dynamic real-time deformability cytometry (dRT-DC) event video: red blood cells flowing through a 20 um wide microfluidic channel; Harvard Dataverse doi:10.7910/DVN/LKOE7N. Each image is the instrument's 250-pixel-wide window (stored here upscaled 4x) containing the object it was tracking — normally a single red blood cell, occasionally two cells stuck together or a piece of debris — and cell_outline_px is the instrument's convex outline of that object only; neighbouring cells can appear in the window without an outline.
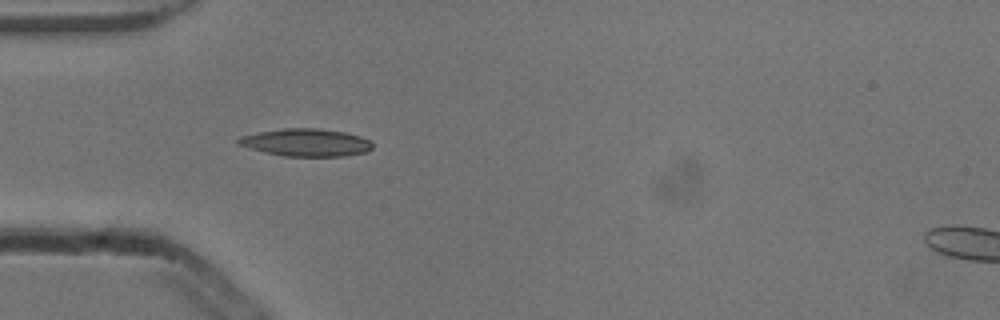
{"species": "common noctule bat (a hibernating species)", "species_latin": "Nyctalus noctula", "temperature_condition": "cold", "stored_images_in_passage": 39, "camera_frame_rate_fps": 3000, "um_per_image_px": 0.085, "animal": {"sex": "male", "body_mass_g": 13.3}, "frame": {"image": 1, "passage_image": 4, "time_ms": 1.0, "image_size_px": [1000, 320], "cell_outline_px": [[372, 148], [364, 152], [344, 156], [284, 156], [264, 152], [248, 148], [236, 144], [236, 140], [240, 136], [280, 128], [320, 128], [344, 132], [360, 136], [372, 140]], "centroid_in_image_um": [25.99, 12.11], "position_along_channel_um": 59.0, "area_um2": 21.68}}
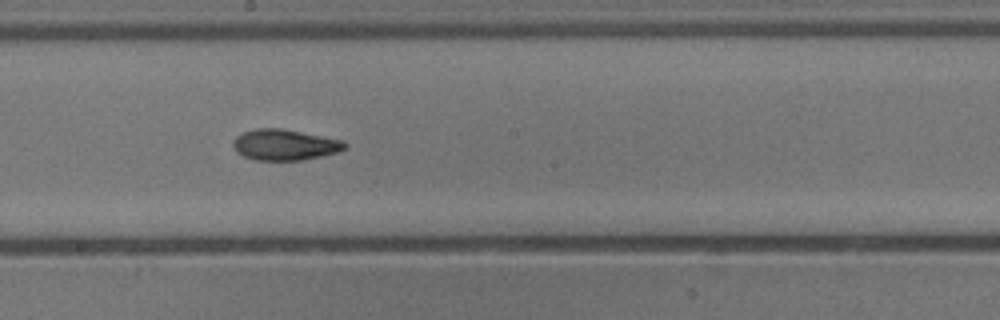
{"frame": {"image": 2, "passage_image": 17, "time_ms": 5.333, "image_size_px": [1000, 320], "cell_outline_px": [[348, 148], [340, 152], [304, 160], [256, 160], [244, 156], [236, 152], [232, 144], [232, 140], [240, 132], [256, 128], [280, 128], [344, 140], [348, 144]], "centroid_in_image_um": [24.22, 12.3], "position_along_channel_um": 224.0, "area_um2": 20.46}}
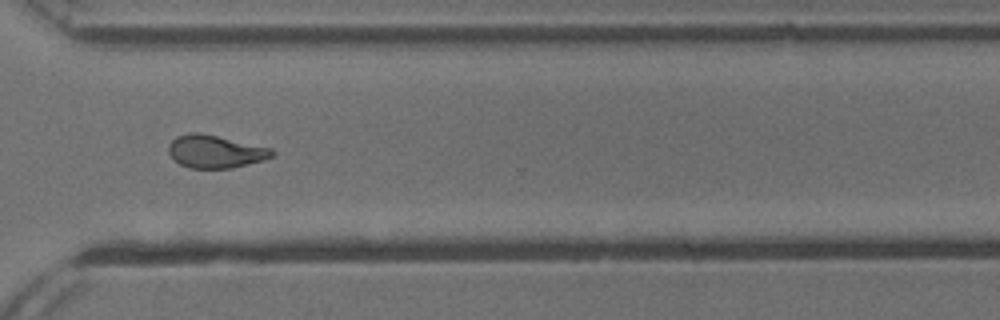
{"frame": {"image": 3, "passage_image": 27, "time_ms": 8.667, "image_size_px": [1000, 320], "cell_outline_px": [[276, 152], [272, 156], [264, 160], [232, 168], [188, 168], [180, 164], [168, 152], [168, 144], [176, 136], [188, 132], [200, 132], [272, 148]], "centroid_in_image_um": [18.3, 12.87], "position_along_channel_um": 352.3, "area_um2": 19.88}, "authors_computed_cell_mechanics": {"area_um2": 20.23, "velocity_mm_per_s": 3.861, "shape_relaxation_time_tau1_ms": 6.0399, "shape_relaxation_time_tau2_ms": 3.8168, "deformation_change_tau1": 0.1682, "deformation_change_tau2": 0.1122}}